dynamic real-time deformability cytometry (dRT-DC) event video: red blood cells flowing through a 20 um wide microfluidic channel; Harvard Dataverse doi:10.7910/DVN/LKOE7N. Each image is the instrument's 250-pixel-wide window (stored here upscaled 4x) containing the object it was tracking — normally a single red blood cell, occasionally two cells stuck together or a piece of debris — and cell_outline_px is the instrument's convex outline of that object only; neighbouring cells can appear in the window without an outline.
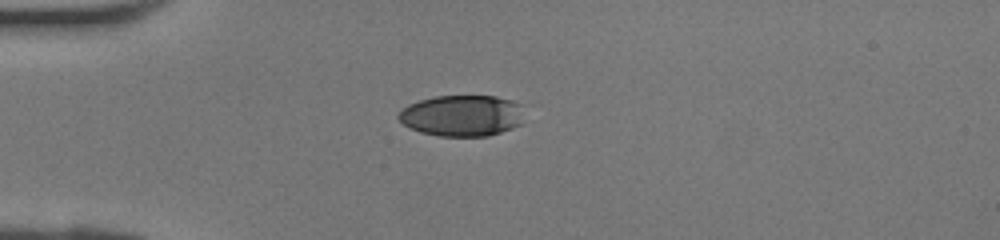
{"species": "human", "species_latin": "Homo sapiens", "temperature_condition": "room temperature", "stored_images_in_passage": 31, "camera_frame_rate_fps": 3000, "um_per_image_px": 0.085, "donor": {"sex": "female"}, "frame": {"image": 1, "passage_image": 1, "time_ms": 0.0, "image_size_px": [1000, 240], "cell_outline_px": [[520, 124], [512, 128], [488, 136], [440, 136], [420, 132], [408, 128], [396, 116], [408, 104], [420, 100], [436, 96], [496, 96], [512, 100], [520, 104]], "centroid_in_image_um": [39.22, 9.83], "position_along_channel_um": 45.8, "area_um2": 30.0}}
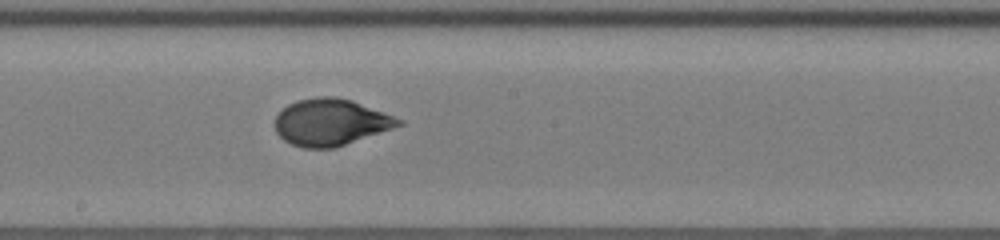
{"frame": {"image": 2, "passage_image": 13, "time_ms": 4.0, "image_size_px": [1000, 240], "cell_outline_px": [[404, 124], [332, 148], [304, 148], [292, 144], [284, 140], [276, 132], [276, 116], [288, 104], [296, 100], [316, 96], [332, 96], [352, 100], [404, 120]], "centroid_in_image_um": [28.09, 10.37], "position_along_channel_um": 220.1, "area_um2": 33.23}}
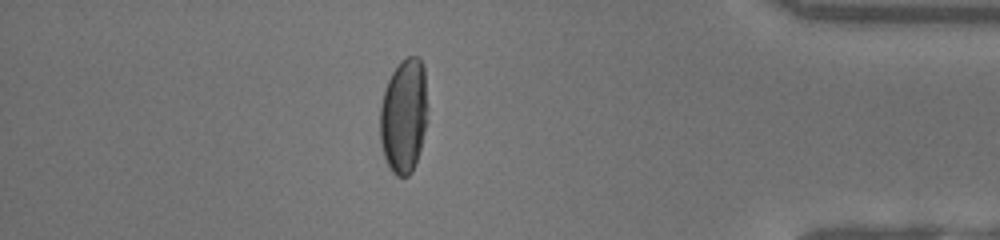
{"frame": {"image": 3, "passage_image": 26, "time_ms": 8.333, "image_size_px": [1000, 240], "cell_outline_px": [[428, 120], [420, 148], [412, 172], [408, 176], [396, 176], [392, 172], [384, 156], [380, 140], [380, 108], [384, 88], [392, 72], [400, 60], [408, 56], [420, 56], [424, 68], [428, 104]], "centroid_in_image_um": [34.34, 9.8], "position_along_channel_um": 400.9, "area_um2": 32.31}}